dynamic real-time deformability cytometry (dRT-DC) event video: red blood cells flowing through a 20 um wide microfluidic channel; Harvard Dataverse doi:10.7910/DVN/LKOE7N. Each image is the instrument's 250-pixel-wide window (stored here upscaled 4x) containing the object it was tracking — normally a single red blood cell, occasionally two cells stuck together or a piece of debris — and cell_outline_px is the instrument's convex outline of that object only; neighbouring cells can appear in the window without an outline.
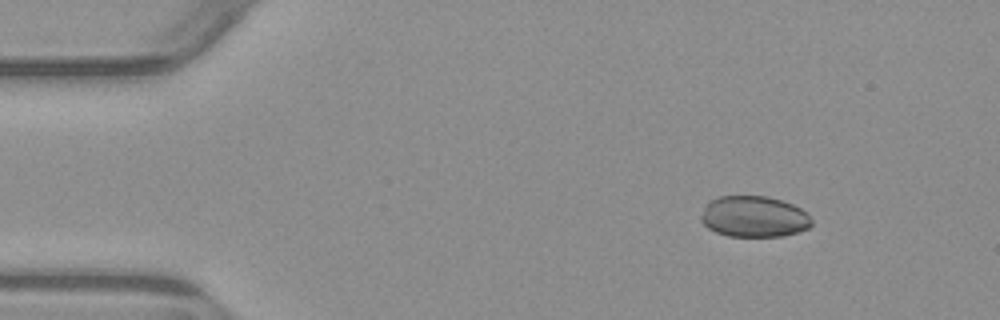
{"species": "common noctule bat (a hibernating species)", "species_latin": "Nyctalus noctula", "temperature_condition": "warm", "stored_images_in_passage": 5, "camera_frame_rate_fps": 3000, "um_per_image_px": 0.085, "animal": {"sex": "male", "body_mass_g": 23.1, "forearm_length_mm": 52.7}, "frame": {"image": 1, "passage_image": 2, "time_ms": 1.333, "image_size_px": [1000, 320], "cell_outline_px": [[812, 224], [808, 228], [784, 236], [728, 236], [716, 232], [708, 228], [700, 220], [700, 216], [704, 204], [708, 200], [720, 196], [768, 196], [792, 204], [808, 212], [812, 220]], "centroid_in_image_um": [64.06, 18.4], "position_along_channel_um": 20.9, "area_um2": 26.76}}